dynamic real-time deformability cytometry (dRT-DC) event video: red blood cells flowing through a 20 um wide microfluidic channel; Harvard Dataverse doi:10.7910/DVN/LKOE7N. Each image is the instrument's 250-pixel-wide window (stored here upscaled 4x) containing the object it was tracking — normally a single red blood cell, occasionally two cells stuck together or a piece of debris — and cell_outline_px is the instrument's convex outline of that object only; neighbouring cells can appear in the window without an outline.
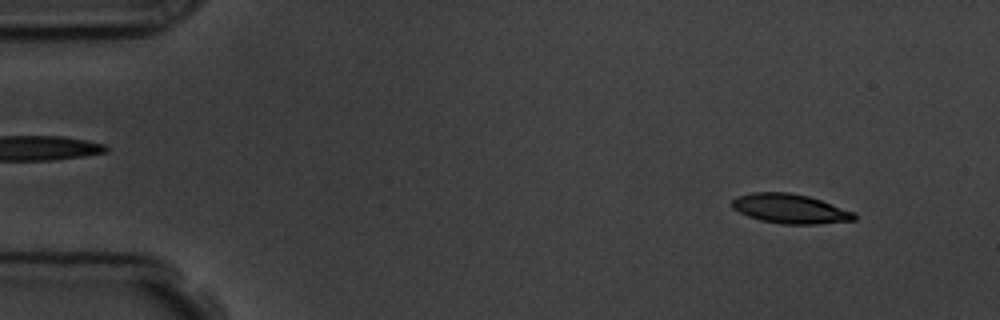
{"species": "common noctule bat (a hibernating species)", "species_latin": "Nyctalus noctula", "temperature_condition": "room temperature", "stored_images_in_passage": 56, "camera_frame_rate_fps": 3000, "um_per_image_px": 0.085, "animal": {"sex": "male", "body_mass_g": 19.5, "forearm_length_mm": 54.6}, "frame": {"image": 1, "passage_image": 5, "time_ms": 1.333, "image_size_px": [1000, 320], "cell_outline_px": [[856, 220], [816, 224], [780, 224], [760, 220], [748, 216], [732, 208], [732, 200], [736, 196], [752, 192], [788, 192], [808, 196], [856, 212]], "centroid_in_image_um": [67.16, 17.74], "position_along_channel_um": 17.8, "area_um2": 21.04}}
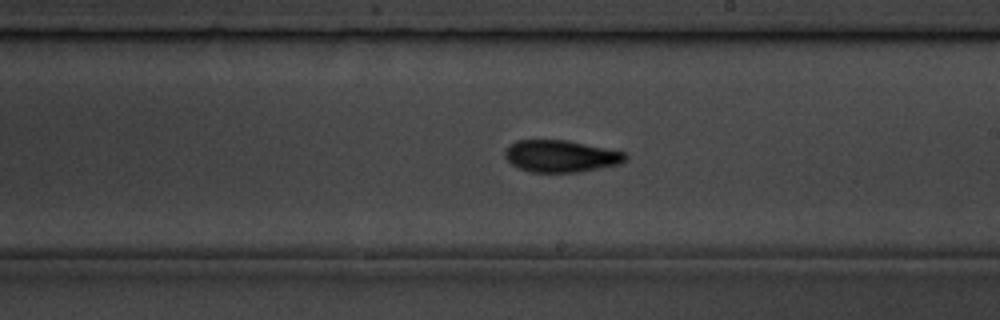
{"frame": {"image": 2, "passage_image": 32, "time_ms": 10.333, "image_size_px": [1000, 320], "cell_outline_px": [[628, 156], [620, 164], [580, 172], [528, 172], [512, 164], [504, 156], [504, 152], [516, 140], [568, 140], [624, 152]], "centroid_in_image_um": [47.68, 13.27], "position_along_channel_um": 241.3, "area_um2": 22.31}}
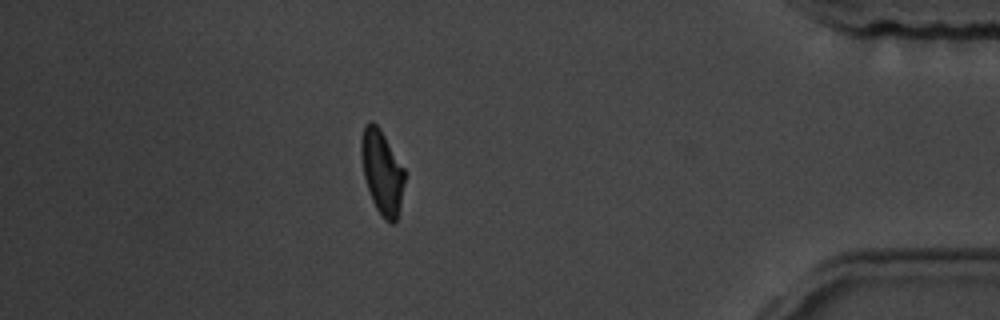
{"frame": {"image": 3, "passage_image": 49, "time_ms": 16.0, "image_size_px": [1000, 320], "cell_outline_px": [[404, 184], [400, 204], [396, 220], [392, 224], [384, 220], [376, 208], [372, 200], [364, 176], [360, 152], [360, 140], [364, 124], [368, 120], [372, 120], [380, 128], [404, 168]], "centroid_in_image_um": [32.44, 14.58], "position_along_channel_um": 402.8, "area_um2": 21.21}, "authors_computed_cell_mechanics": {"area_um2": 21.8195, "velocity_mm_per_s": 3.6066, "shape_relaxation_time_tau1_ms": 4.5126, "shape_relaxation_time_tau2_ms": 2.9627, "deformation_change_tau1": 0.1676, "deformation_change_tau2": 0.1054}}